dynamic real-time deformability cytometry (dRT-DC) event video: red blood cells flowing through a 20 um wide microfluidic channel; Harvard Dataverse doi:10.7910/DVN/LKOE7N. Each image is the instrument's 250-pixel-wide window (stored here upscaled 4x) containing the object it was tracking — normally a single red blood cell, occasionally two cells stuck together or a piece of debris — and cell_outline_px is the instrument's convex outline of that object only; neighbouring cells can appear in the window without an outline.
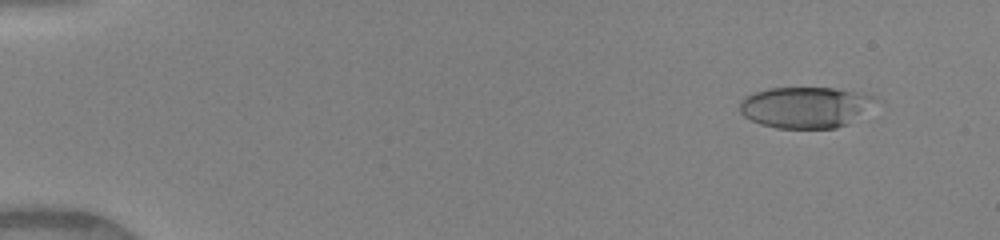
{"species": "human", "species_latin": "Homo sapiens", "temperature_condition": "warm", "stored_images_in_passage": 50, "camera_frame_rate_fps": 3000, "um_per_image_px": 0.085, "donor": {"sex": "female"}, "frame": {"image": 1, "passage_image": 5, "time_ms": 1.333, "image_size_px": [1000, 240], "cell_outline_px": [[884, 100], [848, 124], [836, 128], [776, 128], [760, 124], [744, 116], [740, 112], [740, 100], [744, 96], [752, 92], [768, 88], [836, 88], [860, 92], [876, 96]], "centroid_in_image_um": [68.53, 9.1], "position_along_channel_um": 16.5, "area_um2": 33.23}}
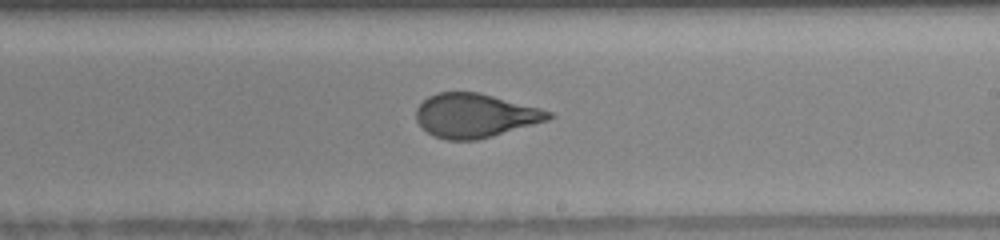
{"frame": {"image": 2, "passage_image": 31, "time_ms": 10.0, "image_size_px": [1000, 240], "cell_outline_px": [[556, 116], [548, 120], [492, 136], [476, 140], [448, 140], [432, 136], [416, 120], [416, 108], [428, 96], [436, 92], [480, 92], [540, 108], [552, 112]], "centroid_in_image_um": [40.38, 9.81], "position_along_channel_um": 248.6, "area_um2": 33.93}}
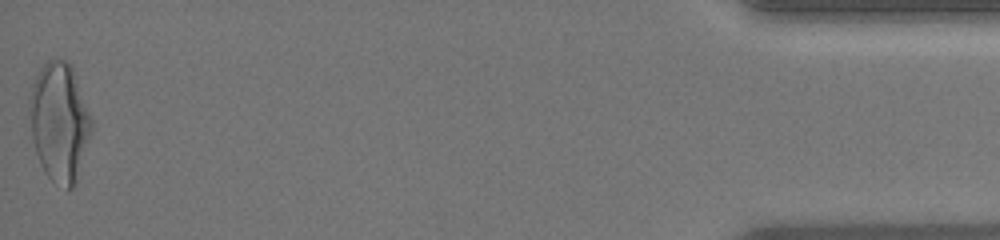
{"frame": {"image": 3, "passage_image": 50, "time_ms": 16.333, "image_size_px": [1000, 240], "cell_outline_px": [[92, 128], [76, 180], [72, 188], [68, 188], [52, 180], [44, 172], [40, 164], [32, 140], [28, 104], [28, 100], [32, 84], [40, 68], [48, 60], [64, 60], [72, 64], [92, 120]], "centroid_in_image_um": [5.03, 10.32], "position_along_channel_um": 430.2, "area_um2": 42.6}, "authors_computed_cell_mechanics": {"area_um2": 34.3043, "velocity_mm_per_s": 4.1657, "shape_relaxation_time_tau1_ms": 4.1029, "shape_relaxation_time_tau2_ms": 0.8491, "deformation_change_tau1": 0.1953, "deformation_change_tau2": 0.0766}}